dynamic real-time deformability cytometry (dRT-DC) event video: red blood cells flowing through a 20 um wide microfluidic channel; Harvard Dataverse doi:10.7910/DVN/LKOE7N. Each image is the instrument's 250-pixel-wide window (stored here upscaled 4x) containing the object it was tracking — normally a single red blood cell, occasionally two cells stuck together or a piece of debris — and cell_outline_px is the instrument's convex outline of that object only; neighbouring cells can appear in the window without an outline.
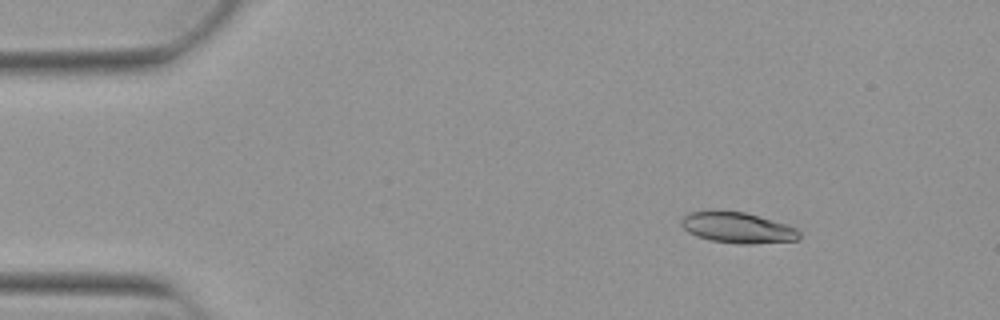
{"species": "Egyptian fruit bat (a non-hibernating species)", "species_latin": "Rousettus aegyptiacus", "temperature_condition": "warm", "stored_images_in_passage": 14, "camera_frame_rate_fps": 3000, "um_per_image_px": 0.085, "animal": {"sex": "female"}, "frame": {"image": 1, "passage_image": 7, "time_ms": 2.0, "image_size_px": [1000, 320], "cell_outline_px": [[800, 240], [752, 244], [736, 244], [712, 240], [696, 236], [688, 232], [680, 224], [680, 220], [688, 212], [712, 208], [716, 208], [744, 212], [788, 224], [796, 228], [800, 232]], "centroid_in_image_um": [62.66, 19.32], "position_along_channel_um": 22.3, "area_um2": 21.91}}